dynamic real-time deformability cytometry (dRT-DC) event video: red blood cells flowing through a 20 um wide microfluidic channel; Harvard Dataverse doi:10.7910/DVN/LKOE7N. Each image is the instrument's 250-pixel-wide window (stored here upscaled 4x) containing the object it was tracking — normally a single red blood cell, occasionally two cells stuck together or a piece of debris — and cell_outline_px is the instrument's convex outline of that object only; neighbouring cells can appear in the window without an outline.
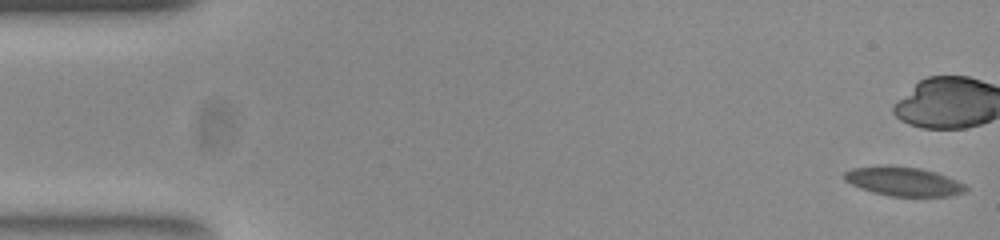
{"species": "common noctule bat (a hibernating species)", "species_latin": "Nyctalus noctula", "temperature_condition": "room temperature", "stored_images_in_passage": 12, "camera_frame_rate_fps": 3000, "um_per_image_px": 0.085, "animal": {"sex": "female", "body_mass_g": 23.0, "forearm_length_mm": 53.4}, "frame": {"image": 1, "passage_image": 1, "time_ms": 0.0, "image_size_px": [1000, 240], "cell_outline_px": [[968, 188], [964, 192], [948, 196], [888, 196], [872, 192], [860, 188], [844, 180], [844, 172], [852, 168], [888, 164], [920, 168], [936, 172], [956, 180], [964, 184]], "centroid_in_image_um": [76.76, 15.41], "position_along_channel_um": 8.2, "area_um2": 20.69}}